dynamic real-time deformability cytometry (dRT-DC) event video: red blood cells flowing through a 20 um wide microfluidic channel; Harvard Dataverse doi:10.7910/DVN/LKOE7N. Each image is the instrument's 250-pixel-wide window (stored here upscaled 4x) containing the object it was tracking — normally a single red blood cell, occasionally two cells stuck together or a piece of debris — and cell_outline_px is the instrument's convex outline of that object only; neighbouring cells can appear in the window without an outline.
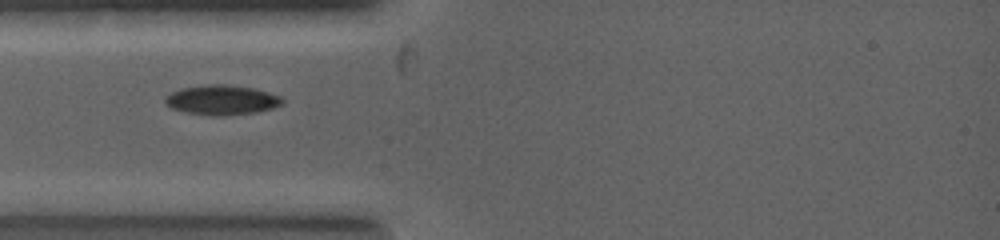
{"species": "common noctule bat (a hibernating species)", "species_latin": "Nyctalus noctula", "temperature_condition": "warm", "stored_images_in_passage": 9, "camera_frame_rate_fps": 5000, "um_per_image_px": 0.085, "animal": {"sex": "female", "body_mass_g": 19.0, "forearm_length_mm": 53.3}, "frame": {"image": 1, "passage_image": 1, "time_ms": 0.0, "image_size_px": [1000, 240], "cell_outline_px": [[284, 100], [280, 104], [272, 108], [252, 112], [224, 116], [212, 116], [188, 112], [172, 108], [164, 100], [172, 92], [184, 88], [212, 84], [224, 84], [252, 88], [280, 96]], "centroid_in_image_um": [18.86, 8.5], "position_along_channel_um": 66.1, "area_um2": 19.71}}